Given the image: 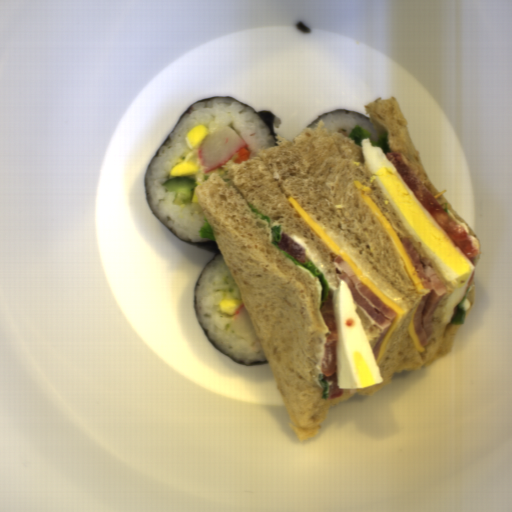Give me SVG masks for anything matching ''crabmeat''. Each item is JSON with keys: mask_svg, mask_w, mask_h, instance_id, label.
Masks as SVG:
<instances>
[{"mask_svg": "<svg viewBox=\"0 0 512 512\" xmlns=\"http://www.w3.org/2000/svg\"><path fill=\"white\" fill-rule=\"evenodd\" d=\"M229 327L233 333L245 340L249 346L259 339L244 303L234 313Z\"/></svg>", "mask_w": 512, "mask_h": 512, "instance_id": "obj_2", "label": "crabmeat"}, {"mask_svg": "<svg viewBox=\"0 0 512 512\" xmlns=\"http://www.w3.org/2000/svg\"><path fill=\"white\" fill-rule=\"evenodd\" d=\"M245 145L244 139L230 126H223L207 135L196 149L202 171H212L235 156Z\"/></svg>", "mask_w": 512, "mask_h": 512, "instance_id": "obj_1", "label": "crabmeat"}]
</instances>
